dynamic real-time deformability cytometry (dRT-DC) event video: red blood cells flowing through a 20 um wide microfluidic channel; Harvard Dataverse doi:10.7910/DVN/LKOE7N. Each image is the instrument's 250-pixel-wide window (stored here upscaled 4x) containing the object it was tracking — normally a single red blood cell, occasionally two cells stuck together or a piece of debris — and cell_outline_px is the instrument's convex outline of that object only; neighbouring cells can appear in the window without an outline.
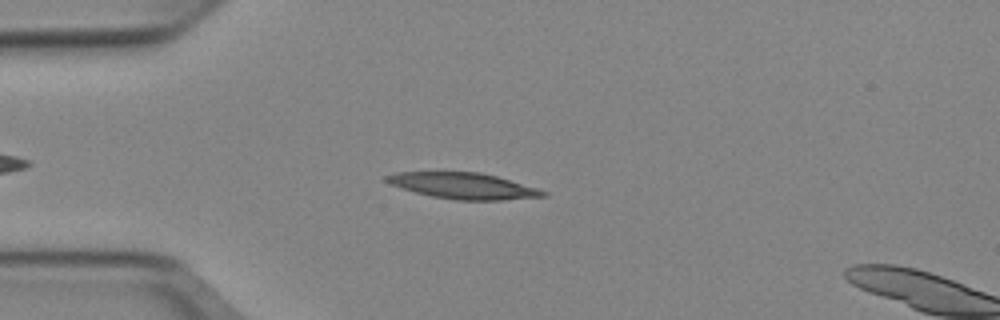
{"species": "Egyptian fruit bat (a non-hibernating species)", "species_latin": "Rousettus aegyptiacus", "temperature_condition": "cold", "stored_images_in_passage": 8, "camera_frame_rate_fps": 3000, "um_per_image_px": 0.085, "animal": {"sex": "female"}, "frame": {"image": 1, "passage_image": 5, "time_ms": 1.333, "image_size_px": [1000, 320], "cell_outline_px": [[548, 196], [504, 200], [456, 200], [432, 196], [416, 192], [392, 184], [384, 180], [384, 176], [396, 172], [480, 172], [496, 176], [536, 188], [548, 192]], "centroid_in_image_um": [39.4, 15.79], "position_along_channel_um": 45.6, "area_um2": 23.52}}